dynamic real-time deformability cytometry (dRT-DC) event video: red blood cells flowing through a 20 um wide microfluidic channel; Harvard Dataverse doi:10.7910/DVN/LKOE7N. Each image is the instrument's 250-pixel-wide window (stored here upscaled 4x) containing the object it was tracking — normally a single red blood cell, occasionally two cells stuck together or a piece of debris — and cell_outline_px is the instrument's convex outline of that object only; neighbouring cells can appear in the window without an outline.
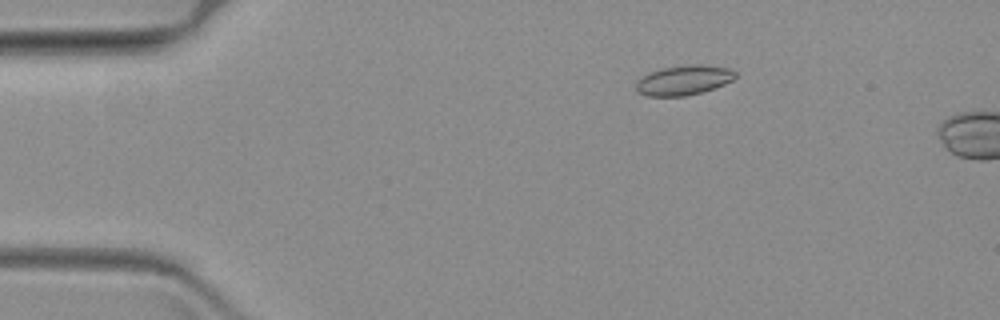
{"species": "common noctule bat (a hibernating species)", "species_latin": "Nyctalus noctula", "temperature_condition": "warm", "stored_images_in_passage": 16, "camera_frame_rate_fps": 3000, "um_per_image_px": 0.085, "animal": {"sex": "female", "body_mass_g": 19.3, "forearm_length_mm": 54.1}, "frame": {"image": 1, "passage_image": 12, "time_ms": 3.667, "image_size_px": [1000, 320], "cell_outline_px": [[736, 76], [732, 80], [724, 84], [704, 92], [684, 96], [648, 96], [636, 92], [636, 84], [648, 72], [660, 68], [692, 64], [700, 64], [728, 68], [736, 72]], "centroid_in_image_um": [58.11, 6.82], "position_along_channel_um": 26.9, "area_um2": 17.22}}